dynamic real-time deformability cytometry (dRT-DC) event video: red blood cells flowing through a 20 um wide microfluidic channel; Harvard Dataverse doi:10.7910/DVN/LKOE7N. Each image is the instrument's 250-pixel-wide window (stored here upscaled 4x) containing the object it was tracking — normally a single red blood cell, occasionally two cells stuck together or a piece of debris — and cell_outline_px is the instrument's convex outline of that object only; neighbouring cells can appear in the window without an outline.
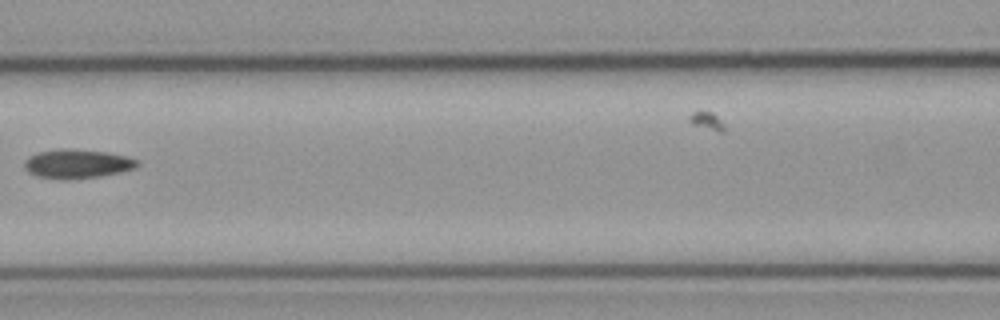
{"species": "common noctule bat (a hibernating species)", "species_latin": "Nyctalus noctula", "temperature_condition": "cold", "stored_images_in_passage": 8, "camera_frame_rate_fps": 3000, "um_per_image_px": 0.085, "animal": {"sex": "male", "body_mass_g": 23.1, "forearm_length_mm": 52.7}, "frame": {"image": 1, "passage_image": 7, "time_ms": 2.0, "image_size_px": [1000, 320], "cell_outline_px": [[140, 164], [136, 168], [120, 172], [100, 176], [64, 180], [60, 180], [36, 176], [28, 172], [24, 168], [24, 160], [28, 156], [40, 152], [60, 148], [72, 148], [108, 152], [128, 156], [136, 160]], "centroid_in_image_um": [6.54, 13.92], "position_along_channel_um": 160.1, "area_um2": 19.42}}